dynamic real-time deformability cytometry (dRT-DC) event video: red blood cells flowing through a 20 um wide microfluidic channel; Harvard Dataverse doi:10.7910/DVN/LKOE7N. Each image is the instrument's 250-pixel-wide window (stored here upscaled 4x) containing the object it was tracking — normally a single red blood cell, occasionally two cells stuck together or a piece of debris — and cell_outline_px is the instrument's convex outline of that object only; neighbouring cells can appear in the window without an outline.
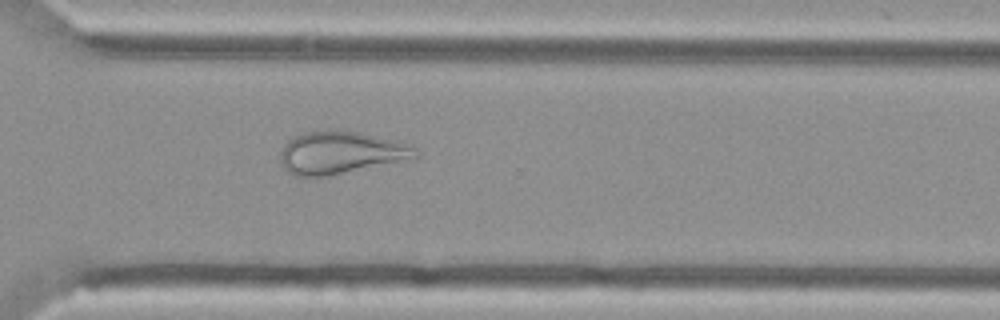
{"species": "Egyptian fruit bat (a non-hibernating species)", "species_latin": "Rousettus aegyptiacus", "temperature_condition": "cold", "stored_images_in_passage": 52, "camera_frame_rate_fps": 3000, "um_per_image_px": 0.085, "animal": {"sex": "female"}, "frame": {"image": 1, "passage_image": 37, "time_ms": 12.0, "image_size_px": [1000, 320], "cell_outline_px": [[420, 152], [416, 160], [332, 176], [296, 176], [288, 172], [284, 168], [280, 160], [280, 152], [284, 144], [288, 140], [304, 132], [360, 132], [396, 140], [412, 144]], "centroid_in_image_um": [29.09, 13.02], "position_along_channel_um": 341.5, "area_um2": 34.1}}